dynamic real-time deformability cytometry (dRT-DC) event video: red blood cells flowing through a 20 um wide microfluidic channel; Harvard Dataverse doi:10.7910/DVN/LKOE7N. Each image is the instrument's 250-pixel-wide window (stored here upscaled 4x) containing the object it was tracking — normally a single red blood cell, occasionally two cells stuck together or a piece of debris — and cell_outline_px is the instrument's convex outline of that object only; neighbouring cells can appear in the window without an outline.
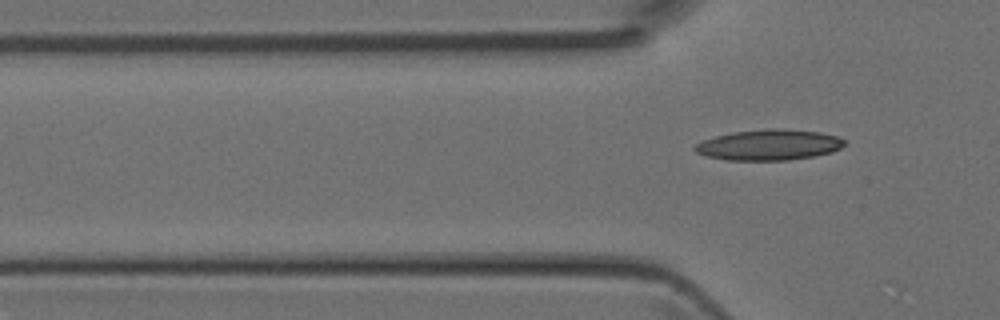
{"species": "Egyptian fruit bat (a non-hibernating species)", "species_latin": "Rousettus aegyptiacus", "temperature_condition": "room temperature", "stored_images_in_passage": 3, "camera_frame_rate_fps": 3000, "um_per_image_px": 0.085, "animal": {"sex": "female"}, "frame": {"image": 1, "passage_image": 3, "time_ms": 0.667, "image_size_px": [1000, 320], "cell_outline_px": [[844, 144], [840, 148], [832, 152], [812, 156], [788, 160], [724, 160], [704, 156], [696, 152], [692, 148], [696, 144], [704, 140], [716, 136], [736, 132], [768, 128], [780, 128], [820, 132], [836, 136], [844, 140]], "centroid_in_image_um": [65.34, 12.32], "position_along_channel_um": 60.5, "area_um2": 26.65}}